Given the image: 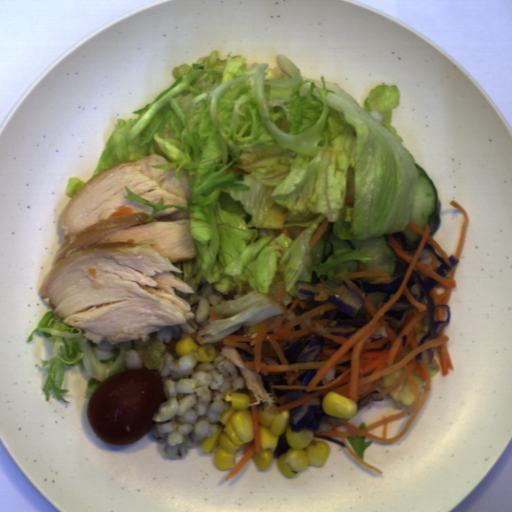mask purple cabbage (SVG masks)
I'll return each mask as SVG.
<instances>
[{
  "mask_svg": "<svg viewBox=\"0 0 512 512\" xmlns=\"http://www.w3.org/2000/svg\"><path fill=\"white\" fill-rule=\"evenodd\" d=\"M337 308L324 310L318 319H329L328 332L343 337H350L370 320L356 316L366 301L356 290L348 289L343 296H328L327 300Z\"/></svg>",
  "mask_w": 512,
  "mask_h": 512,
  "instance_id": "purple-cabbage-1",
  "label": "purple cabbage"
},
{
  "mask_svg": "<svg viewBox=\"0 0 512 512\" xmlns=\"http://www.w3.org/2000/svg\"><path fill=\"white\" fill-rule=\"evenodd\" d=\"M412 272L415 275L417 282H414L412 277H410L406 286L413 297L419 302L425 297L428 305L427 332L419 340V347L437 338L439 332L450 324L452 311L448 304H435L433 297L429 293L438 282L437 280L427 276L424 279H421L417 268H412Z\"/></svg>",
  "mask_w": 512,
  "mask_h": 512,
  "instance_id": "purple-cabbage-2",
  "label": "purple cabbage"
},
{
  "mask_svg": "<svg viewBox=\"0 0 512 512\" xmlns=\"http://www.w3.org/2000/svg\"><path fill=\"white\" fill-rule=\"evenodd\" d=\"M323 395L290 409L289 423L291 431L300 433L302 430L307 429L316 434L318 433L323 418L332 417L324 411L322 404Z\"/></svg>",
  "mask_w": 512,
  "mask_h": 512,
  "instance_id": "purple-cabbage-3",
  "label": "purple cabbage"
},
{
  "mask_svg": "<svg viewBox=\"0 0 512 512\" xmlns=\"http://www.w3.org/2000/svg\"><path fill=\"white\" fill-rule=\"evenodd\" d=\"M324 343V336L311 331L301 335L286 346L283 354L289 365L322 359L319 356L323 350Z\"/></svg>",
  "mask_w": 512,
  "mask_h": 512,
  "instance_id": "purple-cabbage-4",
  "label": "purple cabbage"
},
{
  "mask_svg": "<svg viewBox=\"0 0 512 512\" xmlns=\"http://www.w3.org/2000/svg\"><path fill=\"white\" fill-rule=\"evenodd\" d=\"M415 308L403 293L399 300L383 313V319L389 327L399 329L409 310Z\"/></svg>",
  "mask_w": 512,
  "mask_h": 512,
  "instance_id": "purple-cabbage-5",
  "label": "purple cabbage"
},
{
  "mask_svg": "<svg viewBox=\"0 0 512 512\" xmlns=\"http://www.w3.org/2000/svg\"><path fill=\"white\" fill-rule=\"evenodd\" d=\"M404 275L402 277H391L390 281L384 283L363 282L364 294H396L400 289Z\"/></svg>",
  "mask_w": 512,
  "mask_h": 512,
  "instance_id": "purple-cabbage-6",
  "label": "purple cabbage"
},
{
  "mask_svg": "<svg viewBox=\"0 0 512 512\" xmlns=\"http://www.w3.org/2000/svg\"><path fill=\"white\" fill-rule=\"evenodd\" d=\"M315 392V391H312ZM307 392L306 389H279L275 387L274 394L275 397H280L282 395L286 396L287 402L288 401H295L299 399L300 397L312 393Z\"/></svg>",
  "mask_w": 512,
  "mask_h": 512,
  "instance_id": "purple-cabbage-7",
  "label": "purple cabbage"
},
{
  "mask_svg": "<svg viewBox=\"0 0 512 512\" xmlns=\"http://www.w3.org/2000/svg\"><path fill=\"white\" fill-rule=\"evenodd\" d=\"M259 373L261 376L263 388L267 394L271 393L269 381H272L273 385L274 384H287V380L284 378L286 373L285 374H271L270 373L266 376H264L260 371H259Z\"/></svg>",
  "mask_w": 512,
  "mask_h": 512,
  "instance_id": "purple-cabbage-8",
  "label": "purple cabbage"
},
{
  "mask_svg": "<svg viewBox=\"0 0 512 512\" xmlns=\"http://www.w3.org/2000/svg\"><path fill=\"white\" fill-rule=\"evenodd\" d=\"M422 249H428L439 260L441 264L434 272L445 278L447 273L452 268L445 262V260L441 256L437 254L435 248L431 243L426 242Z\"/></svg>",
  "mask_w": 512,
  "mask_h": 512,
  "instance_id": "purple-cabbage-9",
  "label": "purple cabbage"
},
{
  "mask_svg": "<svg viewBox=\"0 0 512 512\" xmlns=\"http://www.w3.org/2000/svg\"><path fill=\"white\" fill-rule=\"evenodd\" d=\"M318 373L317 369H304L301 374L291 381V385H308L311 379Z\"/></svg>",
  "mask_w": 512,
  "mask_h": 512,
  "instance_id": "purple-cabbage-10",
  "label": "purple cabbage"
},
{
  "mask_svg": "<svg viewBox=\"0 0 512 512\" xmlns=\"http://www.w3.org/2000/svg\"><path fill=\"white\" fill-rule=\"evenodd\" d=\"M295 286H296L298 293H301V294H304L307 296L315 297L320 292V290L316 286H314L308 282H300V281L296 280Z\"/></svg>",
  "mask_w": 512,
  "mask_h": 512,
  "instance_id": "purple-cabbage-11",
  "label": "purple cabbage"
},
{
  "mask_svg": "<svg viewBox=\"0 0 512 512\" xmlns=\"http://www.w3.org/2000/svg\"><path fill=\"white\" fill-rule=\"evenodd\" d=\"M291 447L289 446L285 432L279 435L277 446L272 456L278 459L283 453H287Z\"/></svg>",
  "mask_w": 512,
  "mask_h": 512,
  "instance_id": "purple-cabbage-12",
  "label": "purple cabbage"
},
{
  "mask_svg": "<svg viewBox=\"0 0 512 512\" xmlns=\"http://www.w3.org/2000/svg\"><path fill=\"white\" fill-rule=\"evenodd\" d=\"M392 236H393L394 240L398 239L402 249L405 251H411L418 247L419 239L416 240L413 244H408L407 238L404 233L397 231V232H393Z\"/></svg>",
  "mask_w": 512,
  "mask_h": 512,
  "instance_id": "purple-cabbage-13",
  "label": "purple cabbage"
},
{
  "mask_svg": "<svg viewBox=\"0 0 512 512\" xmlns=\"http://www.w3.org/2000/svg\"><path fill=\"white\" fill-rule=\"evenodd\" d=\"M369 398H372L374 401H382L384 399L383 395L379 390H373L366 396L359 399L357 402V410L368 403Z\"/></svg>",
  "mask_w": 512,
  "mask_h": 512,
  "instance_id": "purple-cabbage-14",
  "label": "purple cabbage"
},
{
  "mask_svg": "<svg viewBox=\"0 0 512 512\" xmlns=\"http://www.w3.org/2000/svg\"><path fill=\"white\" fill-rule=\"evenodd\" d=\"M433 356H434V353H433V350H432L431 347L428 348V349L423 350L422 352H420L417 355H414L415 360H420V361L425 362L427 364H431V362L433 360Z\"/></svg>",
  "mask_w": 512,
  "mask_h": 512,
  "instance_id": "purple-cabbage-15",
  "label": "purple cabbage"
},
{
  "mask_svg": "<svg viewBox=\"0 0 512 512\" xmlns=\"http://www.w3.org/2000/svg\"><path fill=\"white\" fill-rule=\"evenodd\" d=\"M237 352L243 359L244 363L246 364V361H254V356L249 353L246 349H241L236 347Z\"/></svg>",
  "mask_w": 512,
  "mask_h": 512,
  "instance_id": "purple-cabbage-16",
  "label": "purple cabbage"
},
{
  "mask_svg": "<svg viewBox=\"0 0 512 512\" xmlns=\"http://www.w3.org/2000/svg\"><path fill=\"white\" fill-rule=\"evenodd\" d=\"M314 438H317V439H320V440H323V441H331V442H333V443H336V444H338V445H340V446L345 447L344 442H342V441H338V440H335V439H332V438H329V437H327V436H321V435H316V434H314ZM345 448H346V447H345Z\"/></svg>",
  "mask_w": 512,
  "mask_h": 512,
  "instance_id": "purple-cabbage-17",
  "label": "purple cabbage"
},
{
  "mask_svg": "<svg viewBox=\"0 0 512 512\" xmlns=\"http://www.w3.org/2000/svg\"><path fill=\"white\" fill-rule=\"evenodd\" d=\"M447 258H448V260L450 261V263H451V265H452V266H453V265H457V264L459 263V261H460L457 257H455V256H454V254H453V255H450V256H449V257H447Z\"/></svg>",
  "mask_w": 512,
  "mask_h": 512,
  "instance_id": "purple-cabbage-18",
  "label": "purple cabbage"
},
{
  "mask_svg": "<svg viewBox=\"0 0 512 512\" xmlns=\"http://www.w3.org/2000/svg\"><path fill=\"white\" fill-rule=\"evenodd\" d=\"M230 335H241V336H245V330H244V326L241 327L240 329L234 331V332H231L229 333Z\"/></svg>",
  "mask_w": 512,
  "mask_h": 512,
  "instance_id": "purple-cabbage-19",
  "label": "purple cabbage"
}]
</instances>
